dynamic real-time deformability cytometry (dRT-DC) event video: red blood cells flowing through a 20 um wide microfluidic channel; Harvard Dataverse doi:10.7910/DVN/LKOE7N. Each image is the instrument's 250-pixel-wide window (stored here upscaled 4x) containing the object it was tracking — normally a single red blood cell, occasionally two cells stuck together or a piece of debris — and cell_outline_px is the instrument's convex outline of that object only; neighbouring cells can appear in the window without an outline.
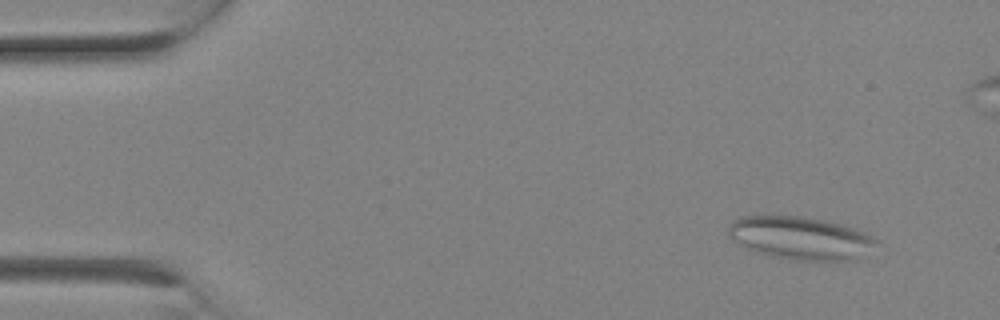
{"species": "Egyptian fruit bat (a non-hibernating species)", "species_latin": "Rousettus aegyptiacus", "temperature_condition": "room temperature", "stored_images_in_passage": 3, "camera_frame_rate_fps": 3000, "um_per_image_px": 0.085, "animal": {"sex": "female"}, "frame": {"image": 1, "passage_image": 1, "time_ms": 0.0, "image_size_px": [1000, 320], "cell_outline_px": [[880, 244], [856, 260], [792, 260], [756, 252], [748, 248], [728, 236], [728, 228], [732, 220], [740, 216], [804, 216], [824, 220], [840, 224], [864, 232], [880, 240]], "centroid_in_image_um": [68.08, 20.23], "position_along_channel_um": 16.9, "area_um2": 36.99}}
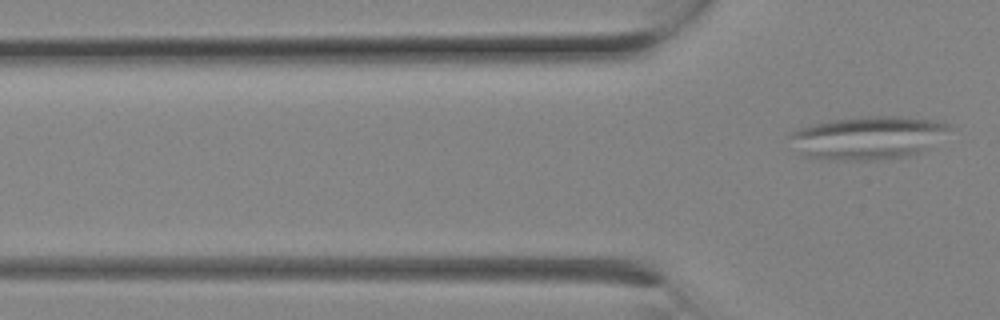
{"frame": {"image": 2, "passage_image": 3, "time_ms": 0.667, "image_size_px": [1000, 320], "cell_outline_px": [[956, 128], [924, 152], [904, 156], [876, 160], [836, 160], [800, 156], [788, 136], [796, 128], [812, 124], [832, 120], [868, 116], [900, 116], [936, 120], [952, 124]], "centroid_in_image_um": [73.83, 11.7], "position_along_channel_um": 52.0, "area_um2": 40.81}}